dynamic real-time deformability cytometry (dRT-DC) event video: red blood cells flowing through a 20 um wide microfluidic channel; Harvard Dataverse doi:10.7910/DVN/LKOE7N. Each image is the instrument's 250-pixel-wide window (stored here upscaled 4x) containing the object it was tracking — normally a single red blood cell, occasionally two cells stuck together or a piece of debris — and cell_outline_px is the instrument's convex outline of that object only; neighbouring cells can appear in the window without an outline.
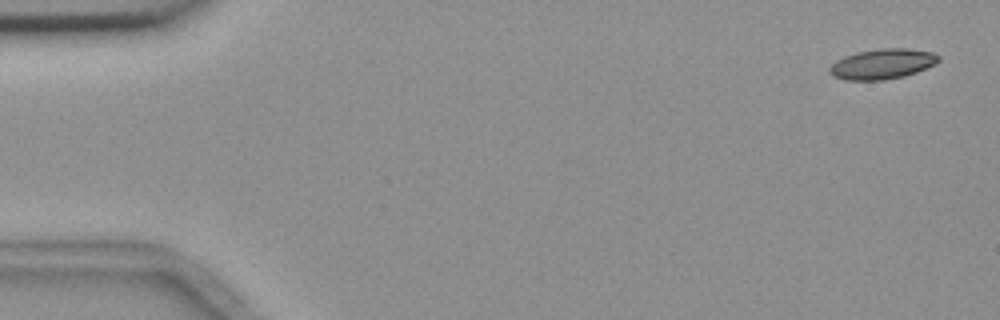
{"species": "common noctule bat (a hibernating species)", "species_latin": "Nyctalus noctula", "temperature_condition": "room temperature", "stored_images_in_passage": 4, "camera_frame_rate_fps": 3000, "um_per_image_px": 0.085, "animal": {"sex": "female", "body_mass_g": 18.4}, "frame": {"image": 1, "passage_image": 1, "time_ms": 0.0, "image_size_px": [1000, 320], "cell_outline_px": [[940, 60], [936, 64], [916, 72], [904, 76], [884, 80], [848, 80], [832, 76], [828, 72], [828, 68], [836, 60], [844, 56], [860, 52], [880, 48], [908, 48], [932, 52], [940, 56]], "centroid_in_image_um": [75.0, 5.44], "position_along_channel_um": 10.0, "area_um2": 19.25}}
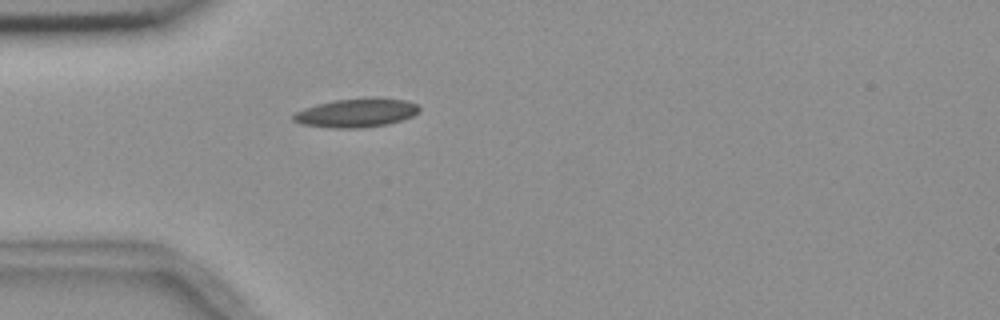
{"frame": {"image": 2, "passage_image": 4, "time_ms": 4.667, "image_size_px": [1000, 320], "cell_outline_px": [[420, 108], [412, 116], [388, 124], [364, 128], [336, 128], [300, 124], [292, 120], [292, 116], [296, 112], [304, 108], [316, 104], [336, 100], [404, 100], [416, 104]], "centroid_in_image_um": [30.21, 9.64], "position_along_channel_um": 54.8, "area_um2": 20.23}}